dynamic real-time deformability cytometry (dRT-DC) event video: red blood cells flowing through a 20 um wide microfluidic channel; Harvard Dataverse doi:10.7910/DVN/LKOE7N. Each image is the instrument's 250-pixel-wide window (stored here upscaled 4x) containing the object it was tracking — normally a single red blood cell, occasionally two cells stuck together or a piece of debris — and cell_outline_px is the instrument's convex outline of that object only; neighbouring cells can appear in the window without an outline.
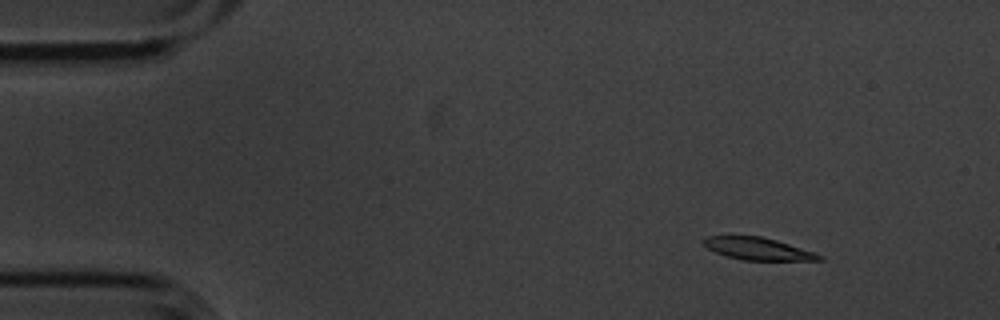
{"species": "common noctule bat (a hibernating species)", "species_latin": "Nyctalus noctula", "temperature_condition": "cold", "stored_images_in_passage": 9, "camera_frame_rate_fps": 3000, "um_per_image_px": 0.085, "animal": {"sex": "male", "body_mass_g": 20.1, "forearm_length_mm": 53.5}, "frame": {"image": 1, "passage_image": 2, "time_ms": 0.333, "image_size_px": [1000, 320], "cell_outline_px": [[824, 260], [744, 260], [728, 256], [716, 252], [708, 248], [700, 240], [704, 236], [760, 236], [776, 240], [824, 256]], "centroid_in_image_um": [64.38, 21.14], "position_along_channel_um": 20.6, "area_um2": 14.8}}
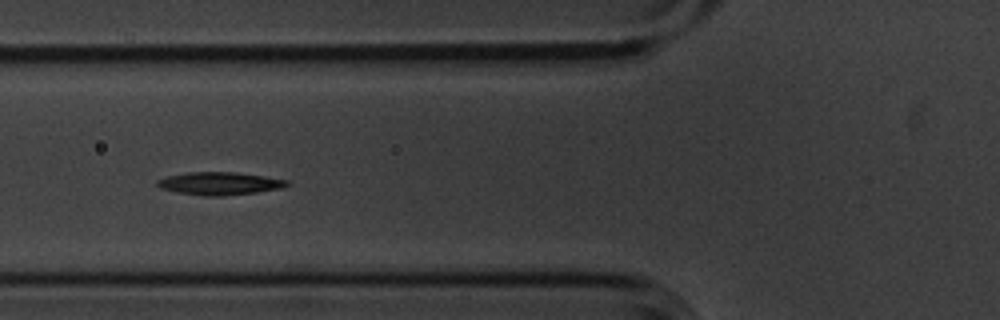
{"frame": {"image": 2, "passage_image": 6, "time_ms": 1.667, "image_size_px": [1000, 320], "cell_outline_px": [[288, 184], [280, 188], [256, 192], [224, 196], [204, 196], [176, 192], [160, 188], [156, 184], [156, 180], [168, 176], [188, 172], [236, 172], [264, 176], [288, 180]], "centroid_in_image_um": [18.62, 15.59], "position_along_channel_um": 107.2, "area_um2": 17.17}}
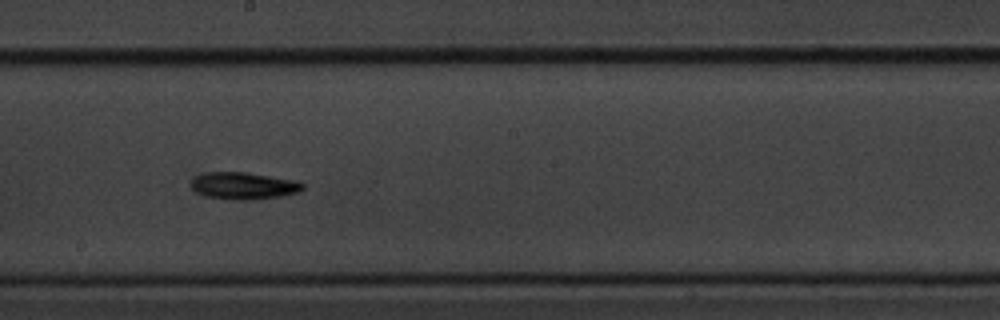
{"frame": {"image": 3, "passage_image": 9, "time_ms": 2.667, "image_size_px": [1000, 320], "cell_outline_px": [[304, 188], [300, 192], [284, 196], [252, 200], [236, 200], [208, 196], [196, 192], [192, 188], [192, 180], [196, 176], [204, 172], [244, 172], [300, 180], [304, 184]], "centroid_in_image_um": [20.79, 15.79], "position_along_channel_um": 227.4, "area_um2": 17.8}}